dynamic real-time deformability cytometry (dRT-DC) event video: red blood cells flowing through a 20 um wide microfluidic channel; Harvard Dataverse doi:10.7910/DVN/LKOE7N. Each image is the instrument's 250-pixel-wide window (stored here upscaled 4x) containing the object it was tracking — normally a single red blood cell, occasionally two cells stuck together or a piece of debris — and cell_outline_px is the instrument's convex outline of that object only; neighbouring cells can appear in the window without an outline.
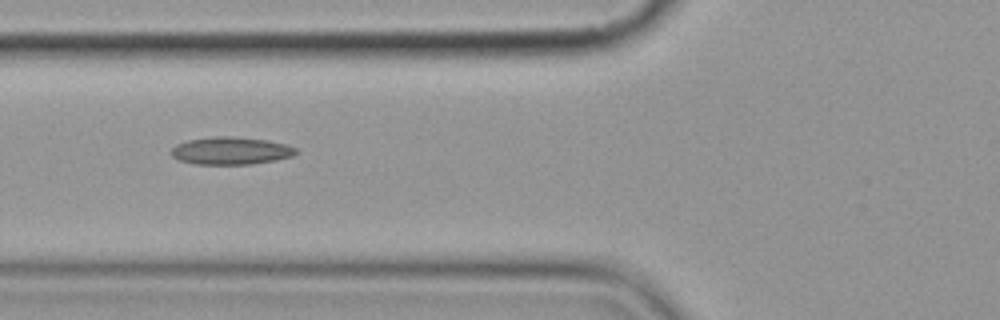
{"species": "common noctule bat (a hibernating species)", "species_latin": "Nyctalus noctula", "temperature_condition": "cold", "stored_images_in_passage": 4, "camera_frame_rate_fps": 3000, "um_per_image_px": 0.085, "animal": {"sex": "female", "body_mass_g": 19.9}, "frame": {"image": 1, "passage_image": 2, "time_ms": 1.333, "image_size_px": [1000, 320], "cell_outline_px": [[296, 152], [292, 156], [276, 160], [252, 164], [196, 164], [180, 160], [172, 156], [168, 152], [176, 144], [188, 140], [212, 136], [232, 136], [268, 140], [284, 144], [296, 148]], "centroid_in_image_um": [19.58, 12.81], "position_along_channel_um": 106.2, "area_um2": 20.06}}
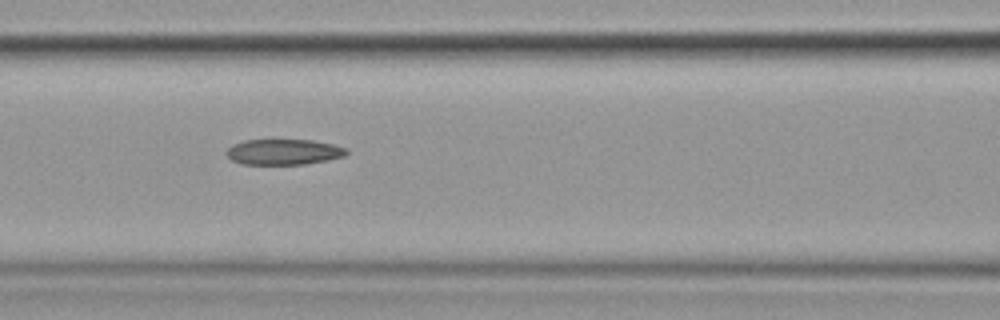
{"frame": {"image": 2, "passage_image": 3, "time_ms": 2.333, "image_size_px": [1000, 320], "cell_outline_px": [[348, 152], [344, 156], [328, 160], [304, 164], [240, 164], [232, 160], [224, 152], [232, 144], [244, 140], [312, 140], [332, 144], [348, 148]], "centroid_in_image_um": [24.1, 12.91], "position_along_channel_um": 142.5, "area_um2": 17.98}}
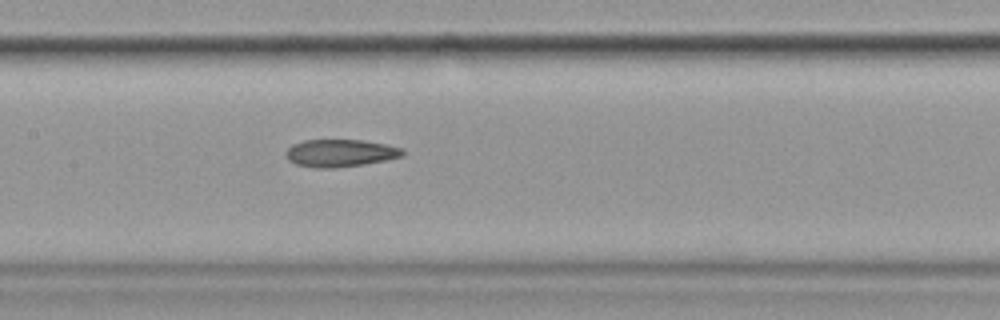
{"frame": {"image": 3, "passage_image": 4, "time_ms": 3.333, "image_size_px": [1000, 320], "cell_outline_px": [[404, 156], [364, 164], [336, 168], [316, 168], [296, 164], [288, 160], [284, 152], [292, 144], [304, 140], [364, 140], [388, 144], [404, 148]], "centroid_in_image_um": [28.93, 13.0], "position_along_channel_um": 178.5, "area_um2": 18.9}}